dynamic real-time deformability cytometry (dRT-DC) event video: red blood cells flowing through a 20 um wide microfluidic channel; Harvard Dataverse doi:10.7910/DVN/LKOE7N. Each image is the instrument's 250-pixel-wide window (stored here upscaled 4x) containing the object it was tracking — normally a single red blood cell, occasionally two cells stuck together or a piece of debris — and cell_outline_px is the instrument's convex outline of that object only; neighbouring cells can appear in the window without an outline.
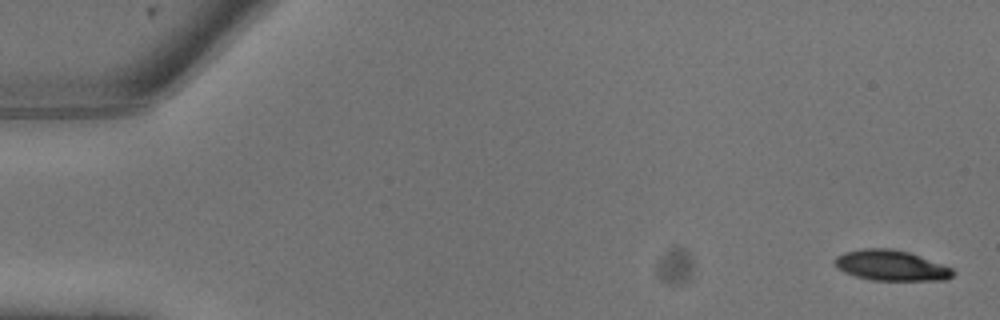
{"species": "common noctule bat (a hibernating species)", "species_latin": "Nyctalus noctula", "temperature_condition": "warm", "stored_images_in_passage": 9, "camera_frame_rate_fps": 3000, "um_per_image_px": 0.085, "animal": {"sex": "male", "body_mass_g": 13.3}, "frame": {"image": 1, "passage_image": 1, "time_ms": 0.0, "image_size_px": [1000, 320], "cell_outline_px": [[956, 272], [948, 280], [872, 280], [856, 276], [844, 272], [836, 268], [832, 260], [836, 256], [844, 252], [860, 248], [892, 248], [908, 252], [952, 268]], "centroid_in_image_um": [75.69, 22.56], "position_along_channel_um": 9.3, "area_um2": 21.1}}
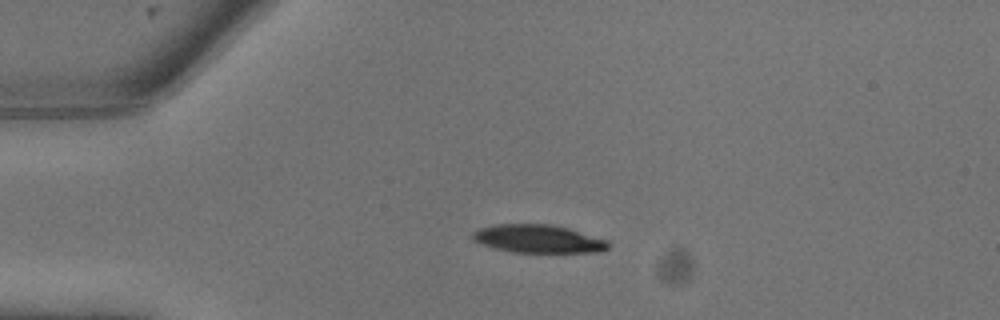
{"frame": {"image": 2, "passage_image": 6, "time_ms": 1.667, "image_size_px": [1000, 320], "cell_outline_px": [[608, 248], [600, 252], [512, 252], [480, 244], [472, 240], [472, 232], [480, 228], [496, 224], [548, 224], [568, 228], [608, 240]], "centroid_in_image_um": [45.72, 20.3], "position_along_channel_um": 39.3, "area_um2": 22.14}}